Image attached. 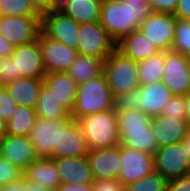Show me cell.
<instances>
[{
    "label": "cell",
    "instance_id": "obj_1",
    "mask_svg": "<svg viewBox=\"0 0 190 191\" xmlns=\"http://www.w3.org/2000/svg\"><path fill=\"white\" fill-rule=\"evenodd\" d=\"M152 12L148 1L140 3L106 0L101 2L100 24L110 38L118 43L132 31L139 29V24Z\"/></svg>",
    "mask_w": 190,
    "mask_h": 191
},
{
    "label": "cell",
    "instance_id": "obj_2",
    "mask_svg": "<svg viewBox=\"0 0 190 191\" xmlns=\"http://www.w3.org/2000/svg\"><path fill=\"white\" fill-rule=\"evenodd\" d=\"M114 109V97L104 74L77 86L75 105L70 112L74 120Z\"/></svg>",
    "mask_w": 190,
    "mask_h": 191
},
{
    "label": "cell",
    "instance_id": "obj_3",
    "mask_svg": "<svg viewBox=\"0 0 190 191\" xmlns=\"http://www.w3.org/2000/svg\"><path fill=\"white\" fill-rule=\"evenodd\" d=\"M77 121L81 125L89 151L120 144L115 109L94 113Z\"/></svg>",
    "mask_w": 190,
    "mask_h": 191
},
{
    "label": "cell",
    "instance_id": "obj_4",
    "mask_svg": "<svg viewBox=\"0 0 190 191\" xmlns=\"http://www.w3.org/2000/svg\"><path fill=\"white\" fill-rule=\"evenodd\" d=\"M103 74L113 97L140 87L138 62L117 49L104 60Z\"/></svg>",
    "mask_w": 190,
    "mask_h": 191
},
{
    "label": "cell",
    "instance_id": "obj_5",
    "mask_svg": "<svg viewBox=\"0 0 190 191\" xmlns=\"http://www.w3.org/2000/svg\"><path fill=\"white\" fill-rule=\"evenodd\" d=\"M89 148L77 120L57 119V138L51 159L87 156Z\"/></svg>",
    "mask_w": 190,
    "mask_h": 191
},
{
    "label": "cell",
    "instance_id": "obj_6",
    "mask_svg": "<svg viewBox=\"0 0 190 191\" xmlns=\"http://www.w3.org/2000/svg\"><path fill=\"white\" fill-rule=\"evenodd\" d=\"M78 41L79 54L93 56L103 61L116 49V43L99 21L80 24Z\"/></svg>",
    "mask_w": 190,
    "mask_h": 191
},
{
    "label": "cell",
    "instance_id": "obj_7",
    "mask_svg": "<svg viewBox=\"0 0 190 191\" xmlns=\"http://www.w3.org/2000/svg\"><path fill=\"white\" fill-rule=\"evenodd\" d=\"M154 155V171L167 180L190 174V161L183 142L158 147Z\"/></svg>",
    "mask_w": 190,
    "mask_h": 191
},
{
    "label": "cell",
    "instance_id": "obj_8",
    "mask_svg": "<svg viewBox=\"0 0 190 191\" xmlns=\"http://www.w3.org/2000/svg\"><path fill=\"white\" fill-rule=\"evenodd\" d=\"M80 24L61 10H52L41 15V31L54 40L77 50Z\"/></svg>",
    "mask_w": 190,
    "mask_h": 191
},
{
    "label": "cell",
    "instance_id": "obj_9",
    "mask_svg": "<svg viewBox=\"0 0 190 191\" xmlns=\"http://www.w3.org/2000/svg\"><path fill=\"white\" fill-rule=\"evenodd\" d=\"M176 17L170 13L151 12L139 24V30L161 52L172 50Z\"/></svg>",
    "mask_w": 190,
    "mask_h": 191
},
{
    "label": "cell",
    "instance_id": "obj_10",
    "mask_svg": "<svg viewBox=\"0 0 190 191\" xmlns=\"http://www.w3.org/2000/svg\"><path fill=\"white\" fill-rule=\"evenodd\" d=\"M40 32L41 17L0 15V34L14 46L37 40Z\"/></svg>",
    "mask_w": 190,
    "mask_h": 191
},
{
    "label": "cell",
    "instance_id": "obj_11",
    "mask_svg": "<svg viewBox=\"0 0 190 191\" xmlns=\"http://www.w3.org/2000/svg\"><path fill=\"white\" fill-rule=\"evenodd\" d=\"M163 83L173 95H186L190 92V57L166 51Z\"/></svg>",
    "mask_w": 190,
    "mask_h": 191
},
{
    "label": "cell",
    "instance_id": "obj_12",
    "mask_svg": "<svg viewBox=\"0 0 190 191\" xmlns=\"http://www.w3.org/2000/svg\"><path fill=\"white\" fill-rule=\"evenodd\" d=\"M10 58L14 63L15 80L19 77L44 78L46 71L38 39L15 46Z\"/></svg>",
    "mask_w": 190,
    "mask_h": 191
},
{
    "label": "cell",
    "instance_id": "obj_13",
    "mask_svg": "<svg viewBox=\"0 0 190 191\" xmlns=\"http://www.w3.org/2000/svg\"><path fill=\"white\" fill-rule=\"evenodd\" d=\"M38 40L46 73L67 72L78 54L77 50L47 37L42 31Z\"/></svg>",
    "mask_w": 190,
    "mask_h": 191
},
{
    "label": "cell",
    "instance_id": "obj_14",
    "mask_svg": "<svg viewBox=\"0 0 190 191\" xmlns=\"http://www.w3.org/2000/svg\"><path fill=\"white\" fill-rule=\"evenodd\" d=\"M121 168L118 180L124 185L135 182L154 171V155L121 144Z\"/></svg>",
    "mask_w": 190,
    "mask_h": 191
},
{
    "label": "cell",
    "instance_id": "obj_15",
    "mask_svg": "<svg viewBox=\"0 0 190 191\" xmlns=\"http://www.w3.org/2000/svg\"><path fill=\"white\" fill-rule=\"evenodd\" d=\"M87 158L94 180L118 179L121 168V144L89 151Z\"/></svg>",
    "mask_w": 190,
    "mask_h": 191
},
{
    "label": "cell",
    "instance_id": "obj_16",
    "mask_svg": "<svg viewBox=\"0 0 190 191\" xmlns=\"http://www.w3.org/2000/svg\"><path fill=\"white\" fill-rule=\"evenodd\" d=\"M1 156L22 171L37 159L33 144L28 137L5 134L0 138Z\"/></svg>",
    "mask_w": 190,
    "mask_h": 191
},
{
    "label": "cell",
    "instance_id": "obj_17",
    "mask_svg": "<svg viewBox=\"0 0 190 191\" xmlns=\"http://www.w3.org/2000/svg\"><path fill=\"white\" fill-rule=\"evenodd\" d=\"M151 126L158 147L183 142L189 127L185 119H176L172 116L160 114L152 117Z\"/></svg>",
    "mask_w": 190,
    "mask_h": 191
},
{
    "label": "cell",
    "instance_id": "obj_18",
    "mask_svg": "<svg viewBox=\"0 0 190 191\" xmlns=\"http://www.w3.org/2000/svg\"><path fill=\"white\" fill-rule=\"evenodd\" d=\"M28 138L34 146L37 158H52L57 138V119L37 118Z\"/></svg>",
    "mask_w": 190,
    "mask_h": 191
},
{
    "label": "cell",
    "instance_id": "obj_19",
    "mask_svg": "<svg viewBox=\"0 0 190 191\" xmlns=\"http://www.w3.org/2000/svg\"><path fill=\"white\" fill-rule=\"evenodd\" d=\"M61 183L87 184L93 174L87 156L54 159Z\"/></svg>",
    "mask_w": 190,
    "mask_h": 191
},
{
    "label": "cell",
    "instance_id": "obj_20",
    "mask_svg": "<svg viewBox=\"0 0 190 191\" xmlns=\"http://www.w3.org/2000/svg\"><path fill=\"white\" fill-rule=\"evenodd\" d=\"M23 178L50 191L61 184L55 160L51 158H37L25 168Z\"/></svg>",
    "mask_w": 190,
    "mask_h": 191
},
{
    "label": "cell",
    "instance_id": "obj_21",
    "mask_svg": "<svg viewBox=\"0 0 190 191\" xmlns=\"http://www.w3.org/2000/svg\"><path fill=\"white\" fill-rule=\"evenodd\" d=\"M44 85L69 112L73 109L77 94V83L67 72L46 73Z\"/></svg>",
    "mask_w": 190,
    "mask_h": 191
},
{
    "label": "cell",
    "instance_id": "obj_22",
    "mask_svg": "<svg viewBox=\"0 0 190 191\" xmlns=\"http://www.w3.org/2000/svg\"><path fill=\"white\" fill-rule=\"evenodd\" d=\"M116 49L137 62L161 52L139 29L132 31L116 43Z\"/></svg>",
    "mask_w": 190,
    "mask_h": 191
},
{
    "label": "cell",
    "instance_id": "obj_23",
    "mask_svg": "<svg viewBox=\"0 0 190 191\" xmlns=\"http://www.w3.org/2000/svg\"><path fill=\"white\" fill-rule=\"evenodd\" d=\"M43 85V78L19 77L4 86L17 105L35 109Z\"/></svg>",
    "mask_w": 190,
    "mask_h": 191
},
{
    "label": "cell",
    "instance_id": "obj_24",
    "mask_svg": "<svg viewBox=\"0 0 190 191\" xmlns=\"http://www.w3.org/2000/svg\"><path fill=\"white\" fill-rule=\"evenodd\" d=\"M172 96L173 94L163 81L140 86L142 111L151 117L160 115Z\"/></svg>",
    "mask_w": 190,
    "mask_h": 191
},
{
    "label": "cell",
    "instance_id": "obj_25",
    "mask_svg": "<svg viewBox=\"0 0 190 191\" xmlns=\"http://www.w3.org/2000/svg\"><path fill=\"white\" fill-rule=\"evenodd\" d=\"M103 68L104 61L102 59L78 53L67 73L79 85L101 76Z\"/></svg>",
    "mask_w": 190,
    "mask_h": 191
},
{
    "label": "cell",
    "instance_id": "obj_26",
    "mask_svg": "<svg viewBox=\"0 0 190 191\" xmlns=\"http://www.w3.org/2000/svg\"><path fill=\"white\" fill-rule=\"evenodd\" d=\"M100 8L99 0H71L60 10L79 24H84L99 21Z\"/></svg>",
    "mask_w": 190,
    "mask_h": 191
},
{
    "label": "cell",
    "instance_id": "obj_27",
    "mask_svg": "<svg viewBox=\"0 0 190 191\" xmlns=\"http://www.w3.org/2000/svg\"><path fill=\"white\" fill-rule=\"evenodd\" d=\"M36 115L41 119H70V112L52 95L45 85L41 88Z\"/></svg>",
    "mask_w": 190,
    "mask_h": 191
},
{
    "label": "cell",
    "instance_id": "obj_28",
    "mask_svg": "<svg viewBox=\"0 0 190 191\" xmlns=\"http://www.w3.org/2000/svg\"><path fill=\"white\" fill-rule=\"evenodd\" d=\"M37 118L35 109L17 105L12 118L6 124V134L28 137Z\"/></svg>",
    "mask_w": 190,
    "mask_h": 191
},
{
    "label": "cell",
    "instance_id": "obj_29",
    "mask_svg": "<svg viewBox=\"0 0 190 191\" xmlns=\"http://www.w3.org/2000/svg\"><path fill=\"white\" fill-rule=\"evenodd\" d=\"M120 144L138 151L154 154L158 149V143L154 131L150 125L147 131L118 132Z\"/></svg>",
    "mask_w": 190,
    "mask_h": 191
},
{
    "label": "cell",
    "instance_id": "obj_30",
    "mask_svg": "<svg viewBox=\"0 0 190 191\" xmlns=\"http://www.w3.org/2000/svg\"><path fill=\"white\" fill-rule=\"evenodd\" d=\"M166 52H159L138 62V77L140 86L162 81L165 67Z\"/></svg>",
    "mask_w": 190,
    "mask_h": 191
},
{
    "label": "cell",
    "instance_id": "obj_31",
    "mask_svg": "<svg viewBox=\"0 0 190 191\" xmlns=\"http://www.w3.org/2000/svg\"><path fill=\"white\" fill-rule=\"evenodd\" d=\"M118 132L147 131L152 117L141 110L116 111Z\"/></svg>",
    "mask_w": 190,
    "mask_h": 191
},
{
    "label": "cell",
    "instance_id": "obj_32",
    "mask_svg": "<svg viewBox=\"0 0 190 191\" xmlns=\"http://www.w3.org/2000/svg\"><path fill=\"white\" fill-rule=\"evenodd\" d=\"M168 180L159 172L153 171L141 179L125 185L124 191H166Z\"/></svg>",
    "mask_w": 190,
    "mask_h": 191
},
{
    "label": "cell",
    "instance_id": "obj_33",
    "mask_svg": "<svg viewBox=\"0 0 190 191\" xmlns=\"http://www.w3.org/2000/svg\"><path fill=\"white\" fill-rule=\"evenodd\" d=\"M0 15L41 17L29 0H0Z\"/></svg>",
    "mask_w": 190,
    "mask_h": 191
},
{
    "label": "cell",
    "instance_id": "obj_34",
    "mask_svg": "<svg viewBox=\"0 0 190 191\" xmlns=\"http://www.w3.org/2000/svg\"><path fill=\"white\" fill-rule=\"evenodd\" d=\"M172 51L190 57V20L176 19Z\"/></svg>",
    "mask_w": 190,
    "mask_h": 191
},
{
    "label": "cell",
    "instance_id": "obj_35",
    "mask_svg": "<svg viewBox=\"0 0 190 191\" xmlns=\"http://www.w3.org/2000/svg\"><path fill=\"white\" fill-rule=\"evenodd\" d=\"M114 109L116 111L141 110L140 87L131 92L122 93L114 97Z\"/></svg>",
    "mask_w": 190,
    "mask_h": 191
},
{
    "label": "cell",
    "instance_id": "obj_36",
    "mask_svg": "<svg viewBox=\"0 0 190 191\" xmlns=\"http://www.w3.org/2000/svg\"><path fill=\"white\" fill-rule=\"evenodd\" d=\"M23 178V171L12 163L0 158V185H7Z\"/></svg>",
    "mask_w": 190,
    "mask_h": 191
},
{
    "label": "cell",
    "instance_id": "obj_37",
    "mask_svg": "<svg viewBox=\"0 0 190 191\" xmlns=\"http://www.w3.org/2000/svg\"><path fill=\"white\" fill-rule=\"evenodd\" d=\"M162 114L172 116L176 119H185L186 109L184 95H173L167 102Z\"/></svg>",
    "mask_w": 190,
    "mask_h": 191
},
{
    "label": "cell",
    "instance_id": "obj_38",
    "mask_svg": "<svg viewBox=\"0 0 190 191\" xmlns=\"http://www.w3.org/2000/svg\"><path fill=\"white\" fill-rule=\"evenodd\" d=\"M17 104L5 88V86L0 85V116L8 122L15 110H16Z\"/></svg>",
    "mask_w": 190,
    "mask_h": 191
},
{
    "label": "cell",
    "instance_id": "obj_39",
    "mask_svg": "<svg viewBox=\"0 0 190 191\" xmlns=\"http://www.w3.org/2000/svg\"><path fill=\"white\" fill-rule=\"evenodd\" d=\"M125 185L118 179L93 180L92 191H124Z\"/></svg>",
    "mask_w": 190,
    "mask_h": 191
},
{
    "label": "cell",
    "instance_id": "obj_40",
    "mask_svg": "<svg viewBox=\"0 0 190 191\" xmlns=\"http://www.w3.org/2000/svg\"><path fill=\"white\" fill-rule=\"evenodd\" d=\"M153 12L174 14L178 0H148Z\"/></svg>",
    "mask_w": 190,
    "mask_h": 191
},
{
    "label": "cell",
    "instance_id": "obj_41",
    "mask_svg": "<svg viewBox=\"0 0 190 191\" xmlns=\"http://www.w3.org/2000/svg\"><path fill=\"white\" fill-rule=\"evenodd\" d=\"M166 191H190V174L168 180Z\"/></svg>",
    "mask_w": 190,
    "mask_h": 191
},
{
    "label": "cell",
    "instance_id": "obj_42",
    "mask_svg": "<svg viewBox=\"0 0 190 191\" xmlns=\"http://www.w3.org/2000/svg\"><path fill=\"white\" fill-rule=\"evenodd\" d=\"M14 80H15L14 63L10 57H7L4 59V63H3L0 85L4 86Z\"/></svg>",
    "mask_w": 190,
    "mask_h": 191
},
{
    "label": "cell",
    "instance_id": "obj_43",
    "mask_svg": "<svg viewBox=\"0 0 190 191\" xmlns=\"http://www.w3.org/2000/svg\"><path fill=\"white\" fill-rule=\"evenodd\" d=\"M177 19L190 20V0H178L173 14Z\"/></svg>",
    "mask_w": 190,
    "mask_h": 191
},
{
    "label": "cell",
    "instance_id": "obj_44",
    "mask_svg": "<svg viewBox=\"0 0 190 191\" xmlns=\"http://www.w3.org/2000/svg\"><path fill=\"white\" fill-rule=\"evenodd\" d=\"M34 9L42 15L54 10V0H29Z\"/></svg>",
    "mask_w": 190,
    "mask_h": 191
},
{
    "label": "cell",
    "instance_id": "obj_45",
    "mask_svg": "<svg viewBox=\"0 0 190 191\" xmlns=\"http://www.w3.org/2000/svg\"><path fill=\"white\" fill-rule=\"evenodd\" d=\"M55 191H92V183L87 184H72L61 183Z\"/></svg>",
    "mask_w": 190,
    "mask_h": 191
},
{
    "label": "cell",
    "instance_id": "obj_46",
    "mask_svg": "<svg viewBox=\"0 0 190 191\" xmlns=\"http://www.w3.org/2000/svg\"><path fill=\"white\" fill-rule=\"evenodd\" d=\"M0 191H29V181L21 178L18 181L3 185Z\"/></svg>",
    "mask_w": 190,
    "mask_h": 191
},
{
    "label": "cell",
    "instance_id": "obj_47",
    "mask_svg": "<svg viewBox=\"0 0 190 191\" xmlns=\"http://www.w3.org/2000/svg\"><path fill=\"white\" fill-rule=\"evenodd\" d=\"M15 46L0 34V57L7 58L14 52Z\"/></svg>",
    "mask_w": 190,
    "mask_h": 191
},
{
    "label": "cell",
    "instance_id": "obj_48",
    "mask_svg": "<svg viewBox=\"0 0 190 191\" xmlns=\"http://www.w3.org/2000/svg\"><path fill=\"white\" fill-rule=\"evenodd\" d=\"M185 97V109H186V118L187 125L190 129V92L184 95Z\"/></svg>",
    "mask_w": 190,
    "mask_h": 191
},
{
    "label": "cell",
    "instance_id": "obj_49",
    "mask_svg": "<svg viewBox=\"0 0 190 191\" xmlns=\"http://www.w3.org/2000/svg\"><path fill=\"white\" fill-rule=\"evenodd\" d=\"M183 145L190 161V129L187 131L186 137L183 139Z\"/></svg>",
    "mask_w": 190,
    "mask_h": 191
},
{
    "label": "cell",
    "instance_id": "obj_50",
    "mask_svg": "<svg viewBox=\"0 0 190 191\" xmlns=\"http://www.w3.org/2000/svg\"><path fill=\"white\" fill-rule=\"evenodd\" d=\"M70 1L71 0H54V10H60L62 7H64Z\"/></svg>",
    "mask_w": 190,
    "mask_h": 191
},
{
    "label": "cell",
    "instance_id": "obj_51",
    "mask_svg": "<svg viewBox=\"0 0 190 191\" xmlns=\"http://www.w3.org/2000/svg\"><path fill=\"white\" fill-rule=\"evenodd\" d=\"M29 191H50V190L29 181Z\"/></svg>",
    "mask_w": 190,
    "mask_h": 191
},
{
    "label": "cell",
    "instance_id": "obj_52",
    "mask_svg": "<svg viewBox=\"0 0 190 191\" xmlns=\"http://www.w3.org/2000/svg\"><path fill=\"white\" fill-rule=\"evenodd\" d=\"M6 124L7 122L0 116V138L6 134Z\"/></svg>",
    "mask_w": 190,
    "mask_h": 191
},
{
    "label": "cell",
    "instance_id": "obj_53",
    "mask_svg": "<svg viewBox=\"0 0 190 191\" xmlns=\"http://www.w3.org/2000/svg\"><path fill=\"white\" fill-rule=\"evenodd\" d=\"M4 59H5V58L0 57V80H1V72H2V69H3Z\"/></svg>",
    "mask_w": 190,
    "mask_h": 191
},
{
    "label": "cell",
    "instance_id": "obj_54",
    "mask_svg": "<svg viewBox=\"0 0 190 191\" xmlns=\"http://www.w3.org/2000/svg\"><path fill=\"white\" fill-rule=\"evenodd\" d=\"M123 2H131V3H140V1H148V0H119Z\"/></svg>",
    "mask_w": 190,
    "mask_h": 191
}]
</instances>
